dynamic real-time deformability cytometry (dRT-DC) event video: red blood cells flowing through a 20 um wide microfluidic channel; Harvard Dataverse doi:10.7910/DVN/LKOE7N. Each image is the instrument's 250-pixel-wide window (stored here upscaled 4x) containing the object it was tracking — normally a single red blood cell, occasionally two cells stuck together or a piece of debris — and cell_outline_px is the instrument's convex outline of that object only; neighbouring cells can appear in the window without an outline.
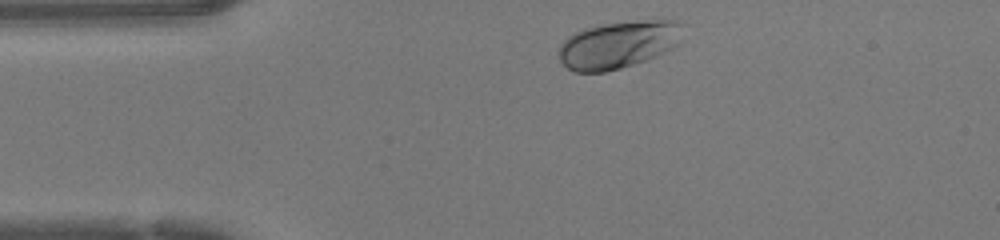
{"species": "human", "species_latin": "Homo sapiens", "temperature_condition": "warm", "stored_images_in_passage": 32, "camera_frame_rate_fps": 3000, "um_per_image_px": 0.085, "donor": {"sex": "female"}, "frame": {"image": 1, "passage_image": 1, "time_ms": 0.0, "image_size_px": [1000, 240], "cell_outline_px": [[680, 24], [676, 44], [672, 48], [656, 56], [620, 68], [604, 72], [576, 72], [568, 68], [560, 60], [556, 52], [560, 44], [568, 36], [584, 28], [604, 24], [656, 16], [664, 16], [680, 20]], "centroid_in_image_um": [52.55, 3.73], "position_along_channel_um": 32.4, "area_um2": 34.8}}
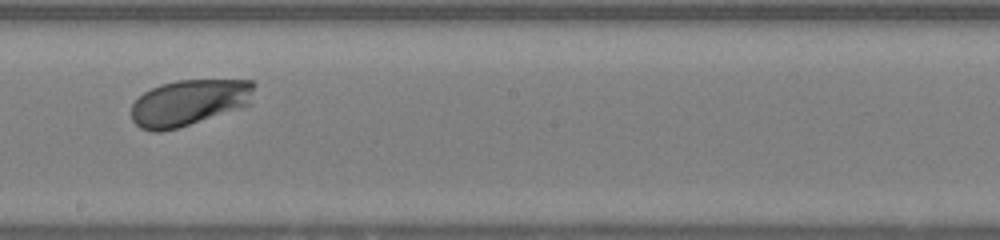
{"frame": {"image": 2, "passage_image": 18, "time_ms": 5.667, "image_size_px": [1000, 240], "cell_outline_px": [[256, 84], [252, 104], [244, 108], [176, 128], [160, 132], [152, 132], [140, 128], [132, 120], [132, 104], [144, 92], [160, 84], [176, 80], [252, 80]], "centroid_in_image_um": [16.13, 8.72], "position_along_channel_um": 232.1, "area_um2": 33.47}}
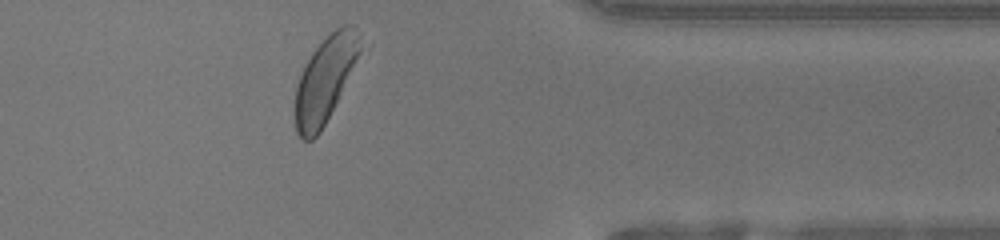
{"frame": {"image": 3, "passage_image": 30, "time_ms": 9.667, "image_size_px": [1000, 240], "cell_outline_px": [[372, 44], [320, 132], [312, 140], [304, 140], [296, 132], [296, 84], [312, 52], [336, 28], [344, 24], [352, 24]], "centroid_in_image_um": [27.85, 6.63], "position_along_channel_um": 383.6, "area_um2": 34.28}, "authors_computed_cell_mechanics": {"area_um2": 32.4258, "velocity_mm_per_s": 4.2147, "shape_relaxation_time_tau1_ms": 0.726, "shape_relaxation_time_tau2_ms": null, "deformation_change_tau1": 0.0937, "deformation_change_tau2": null}}